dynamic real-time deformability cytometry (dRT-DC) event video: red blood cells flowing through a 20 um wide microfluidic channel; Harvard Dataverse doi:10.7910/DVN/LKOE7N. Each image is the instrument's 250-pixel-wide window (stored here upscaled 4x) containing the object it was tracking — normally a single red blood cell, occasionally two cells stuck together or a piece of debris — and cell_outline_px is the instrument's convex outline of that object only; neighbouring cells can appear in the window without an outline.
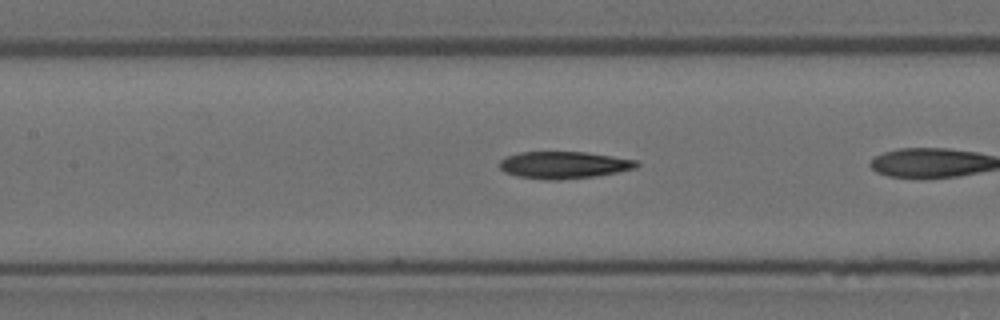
{"species": "Egyptian fruit bat (a non-hibernating species)", "species_latin": "Rousettus aegyptiacus", "temperature_condition": "room temperature", "stored_images_in_passage": 25, "camera_frame_rate_fps": 3000, "um_per_image_px": 0.085, "animal": {"sex": "female"}, "frame": {"image": 1, "passage_image": 8, "time_ms": 2.333, "image_size_px": [1000, 320], "cell_outline_px": [[640, 164], [636, 168], [620, 172], [596, 176], [556, 180], [544, 180], [516, 176], [504, 172], [500, 168], [500, 160], [504, 156], [520, 152], [584, 152], [612, 156], [636, 160]], "centroid_in_image_um": [47.91, 14.03], "position_along_channel_um": 159.5, "area_um2": 21.79}}
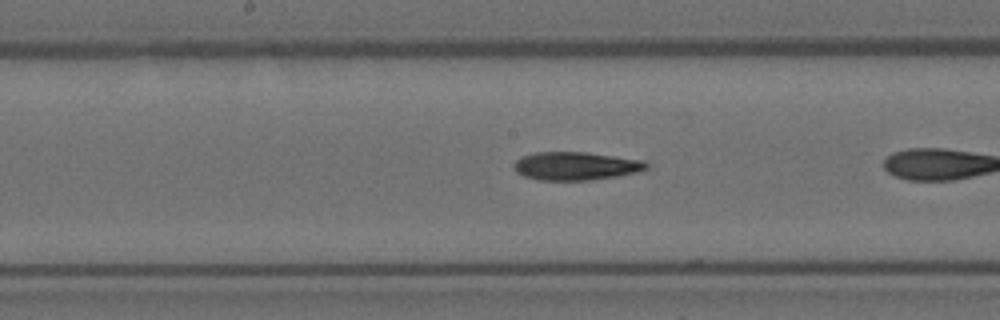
{"frame": {"image": 2, "passage_image": 11, "time_ms": 3.333, "image_size_px": [1000, 320], "cell_outline_px": [[648, 168], [636, 172], [616, 176], [588, 180], [540, 180], [524, 176], [516, 172], [512, 164], [520, 156], [536, 152], [588, 152], [640, 160], [648, 164]], "centroid_in_image_um": [48.87, 14.1], "position_along_channel_um": 199.3, "area_um2": 21.68}}